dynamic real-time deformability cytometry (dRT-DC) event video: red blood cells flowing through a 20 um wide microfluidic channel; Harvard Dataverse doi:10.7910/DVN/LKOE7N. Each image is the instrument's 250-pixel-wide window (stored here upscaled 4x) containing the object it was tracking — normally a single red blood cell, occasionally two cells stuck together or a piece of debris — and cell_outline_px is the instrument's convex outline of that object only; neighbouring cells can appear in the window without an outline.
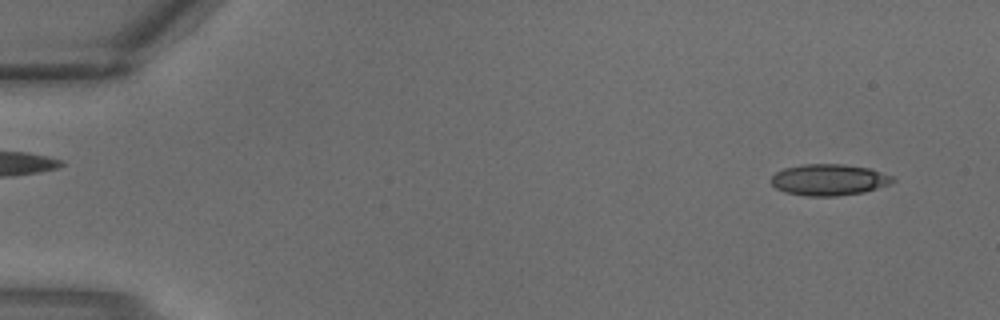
{"species": "common noctule bat (a hibernating species)", "species_latin": "Nyctalus noctula", "temperature_condition": "warm", "stored_images_in_passage": 4, "segment_of_instrument_passage": [2, 2], "camera_frame_rate_fps": 3000, "um_per_image_px": 0.085, "animal": {"sex": "male", "body_mass_g": 18.8}, "frame": {"image": 1, "passage_image": 4, "time_ms": 1.0, "image_size_px": [1000, 320], "cell_outline_px": [[896, 180], [888, 184], [864, 192], [836, 196], [804, 196], [784, 192], [776, 188], [772, 184], [772, 176], [776, 172], [784, 168], [804, 164], [844, 164], [868, 168], [892, 176]], "centroid_in_image_um": [70.43, 15.28], "position_along_channel_um": 14.6, "area_um2": 22.08}}